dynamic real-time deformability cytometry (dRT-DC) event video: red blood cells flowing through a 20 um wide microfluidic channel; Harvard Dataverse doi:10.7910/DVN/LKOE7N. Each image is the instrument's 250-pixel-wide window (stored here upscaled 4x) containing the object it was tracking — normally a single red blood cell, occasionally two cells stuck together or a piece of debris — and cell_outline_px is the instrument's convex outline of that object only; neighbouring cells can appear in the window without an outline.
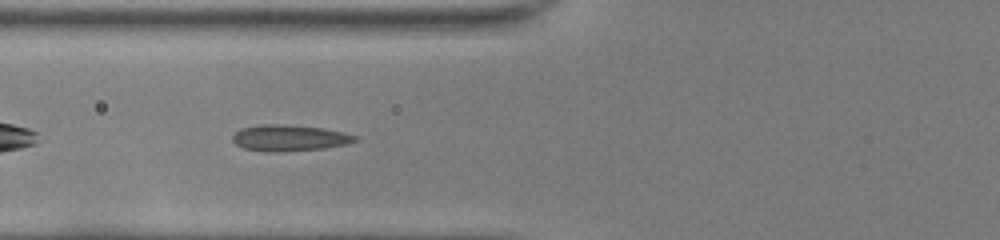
{"species": "common noctule bat (a hibernating species)", "species_latin": "Nyctalus noctula", "temperature_condition": "room temperature", "stored_images_in_passage": 32, "camera_frame_rate_fps": 3000, "um_per_image_px": 0.085, "animal": {"sex": "female", "body_mass_g": 22.0, "forearm_length_mm": 56.7}, "frame": {"image": 1, "passage_image": 5, "time_ms": 1.333, "image_size_px": [1000, 240], "cell_outline_px": [[360, 140], [348, 144], [324, 148], [276, 152], [264, 152], [244, 148], [236, 144], [232, 140], [232, 136], [240, 128], [260, 124], [284, 124], [324, 128], [356, 136]], "centroid_in_image_um": [24.58, 11.72], "position_along_channel_um": 101.2, "area_um2": 18.79}}
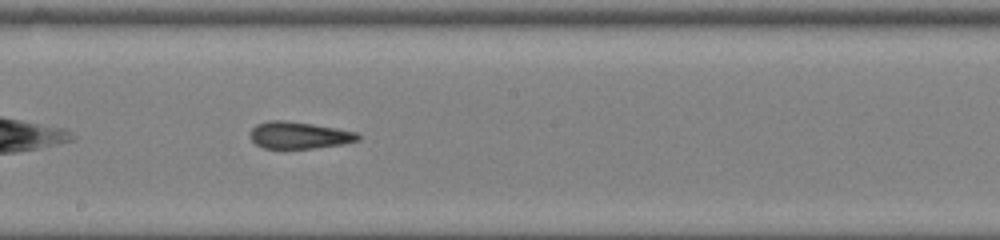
{"frame": {"image": 2, "passage_image": 14, "time_ms": 4.333, "image_size_px": [1000, 240], "cell_outline_px": [[360, 140], [340, 144], [312, 148], [264, 148], [256, 144], [252, 140], [252, 128], [256, 124], [268, 120], [284, 120], [312, 124], [336, 128], [356, 132], [360, 136]], "centroid_in_image_um": [25.42, 11.48], "position_along_channel_um": 222.8, "area_um2": 16.65}}
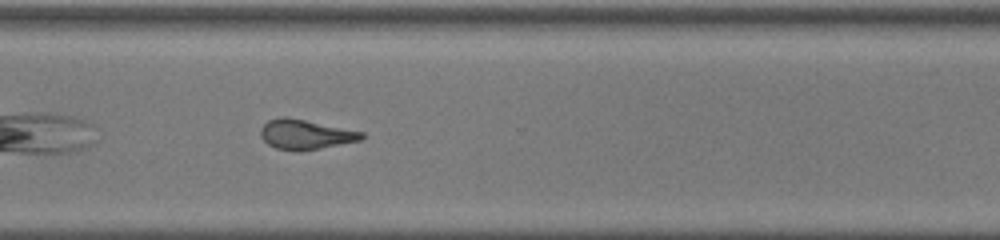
{"frame": {"image": 3, "passage_image": 23, "time_ms": 7.333, "image_size_px": [1000, 240], "cell_outline_px": [[364, 140], [300, 152], [276, 148], [268, 144], [260, 136], [260, 128], [268, 120], [280, 116], [284, 116], [364, 132]], "centroid_in_image_um": [25.96, 11.44], "position_along_channel_um": 344.6, "area_um2": 17.63}, "authors_computed_cell_mechanics": {"area_um2": 17.3689, "velocity_mm_per_s": 4.0521, "shape_relaxation_time_tau1_ms": null, "shape_relaxation_time_tau2_ms": 3.1899, "deformation_change_tau1": null, "deformation_change_tau2": 0.1015}}